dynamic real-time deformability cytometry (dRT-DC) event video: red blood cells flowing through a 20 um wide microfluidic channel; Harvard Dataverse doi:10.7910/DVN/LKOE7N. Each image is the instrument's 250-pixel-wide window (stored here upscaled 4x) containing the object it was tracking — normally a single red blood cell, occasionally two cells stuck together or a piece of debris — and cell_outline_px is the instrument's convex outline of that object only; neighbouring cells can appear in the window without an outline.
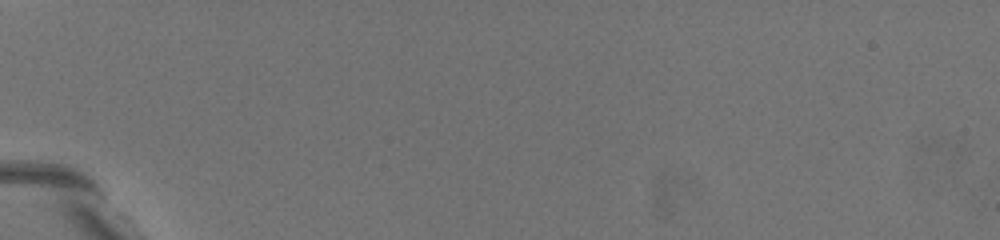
{"species": "common noctule bat (a hibernating species)", "species_latin": "Nyctalus noctula", "temperature_condition": "warm", "stored_images_in_passage": 3, "camera_frame_rate_fps": 3000, "um_per_image_px": 0.085, "animal": {"sex": "female", "body_mass_g": 19.5, "forearm_length_mm": 54.1}, "frame": {"image": 1, "passage_image": 1, "time_ms": 0.0, "image_size_px": [1000, 240], "cell_outline_px": [[180, 200], [176, 212], [168, 208], [120, 168], [116, 164], [104, 140], [112, 140], [132, 144], [164, 180]], "centroid_in_image_um": [12.1, 14.66], "position_along_channel_um": 72.9, "area_um2": 13.24}}